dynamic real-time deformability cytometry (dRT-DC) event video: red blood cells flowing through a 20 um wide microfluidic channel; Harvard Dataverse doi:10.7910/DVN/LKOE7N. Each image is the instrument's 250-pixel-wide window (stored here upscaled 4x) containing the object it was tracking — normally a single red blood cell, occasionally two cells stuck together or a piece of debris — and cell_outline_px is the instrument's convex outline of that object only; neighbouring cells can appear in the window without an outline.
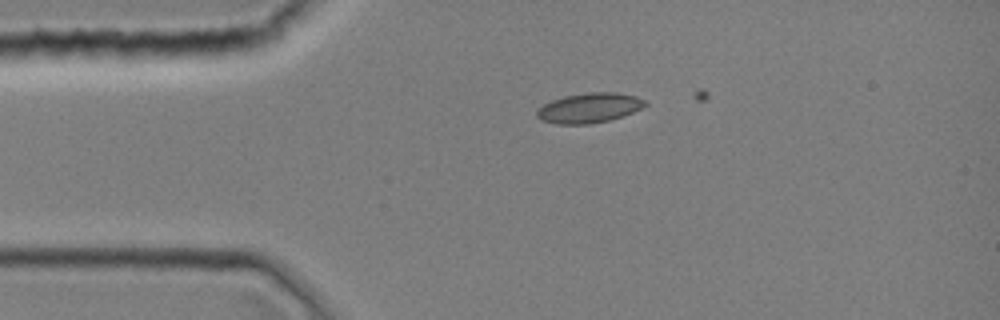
{"species": "common noctule bat (a hibernating species)", "species_latin": "Nyctalus noctula", "temperature_condition": "room temperature", "stored_images_in_passage": 1, "camera_frame_rate_fps": 3000, "um_per_image_px": 0.085, "animal": {"sex": "female", "body_mass_g": 19.0, "forearm_length_mm": 51.5}, "frame": {"image": 1, "passage_image": 1, "time_ms": 0.0, "image_size_px": [1000, 320], "cell_outline_px": [[648, 104], [632, 112], [608, 120], [588, 124], [556, 124], [540, 120], [536, 116], [536, 112], [544, 104], [552, 100], [564, 96], [588, 92], [616, 92], [636, 96], [644, 100]], "centroid_in_image_um": [50.05, 9.16], "position_along_channel_um": 34.9, "area_um2": 18.67}}